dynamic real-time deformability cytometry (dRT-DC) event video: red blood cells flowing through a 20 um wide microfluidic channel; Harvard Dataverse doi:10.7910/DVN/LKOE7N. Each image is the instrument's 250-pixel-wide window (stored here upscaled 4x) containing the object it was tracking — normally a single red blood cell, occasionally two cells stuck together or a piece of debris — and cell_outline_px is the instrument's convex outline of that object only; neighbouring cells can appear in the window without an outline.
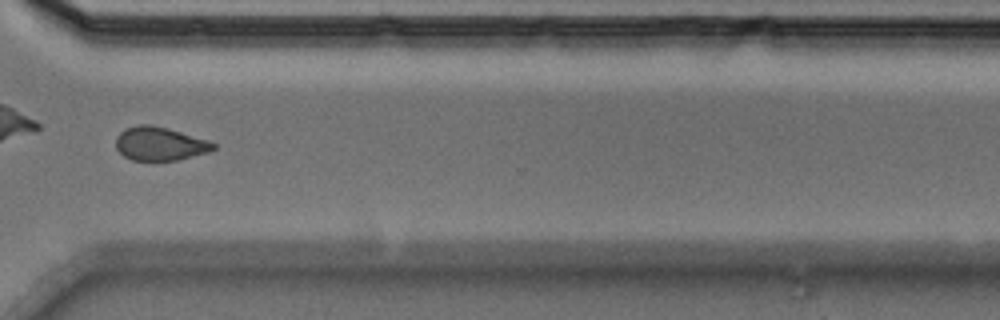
{"species": "Egyptian fruit bat (a non-hibernating species)", "species_latin": "Rousettus aegyptiacus", "temperature_condition": "cold", "stored_images_in_passage": 51, "camera_frame_rate_fps": 3000, "um_per_image_px": 0.085, "animal": {"sex": "male"}, "frame": {"image": 1, "passage_image": 37, "time_ms": 12.0, "image_size_px": [1000, 320], "cell_outline_px": [[216, 148], [208, 152], [176, 160], [132, 160], [124, 156], [116, 148], [116, 136], [124, 128], [140, 124], [148, 124], [168, 128], [208, 140], [216, 144]], "centroid_in_image_um": [13.57, 12.21], "position_along_channel_um": 357.0, "area_um2": 19.02}}